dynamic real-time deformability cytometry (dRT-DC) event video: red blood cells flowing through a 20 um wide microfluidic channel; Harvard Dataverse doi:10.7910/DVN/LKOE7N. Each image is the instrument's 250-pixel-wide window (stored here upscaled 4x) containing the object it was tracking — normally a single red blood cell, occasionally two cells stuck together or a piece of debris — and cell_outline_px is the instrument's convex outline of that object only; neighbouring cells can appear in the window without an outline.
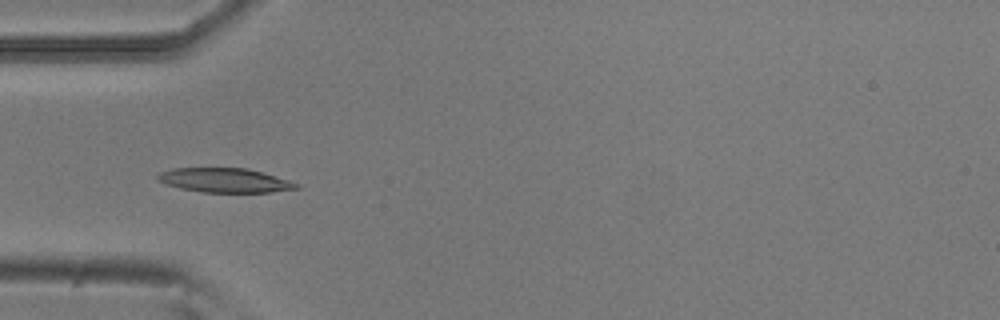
{"species": "common noctule bat (a hibernating species)", "species_latin": "Nyctalus noctula", "temperature_condition": "room temperature", "stored_images_in_passage": 7, "camera_frame_rate_fps": 3000, "um_per_image_px": 0.085, "animal": {"sex": "male", "body_mass_g": 20.5, "forearm_length_mm": 52.5}, "frame": {"image": 1, "passage_image": 5, "time_ms": 1.333, "image_size_px": [1000, 320], "cell_outline_px": [[300, 188], [272, 192], [204, 192], [180, 188], [164, 184], [156, 180], [156, 176], [160, 172], [172, 168], [248, 168], [288, 180], [300, 184]], "centroid_in_image_um": [19.07, 15.32], "position_along_channel_um": 65.9, "area_um2": 19.65}}
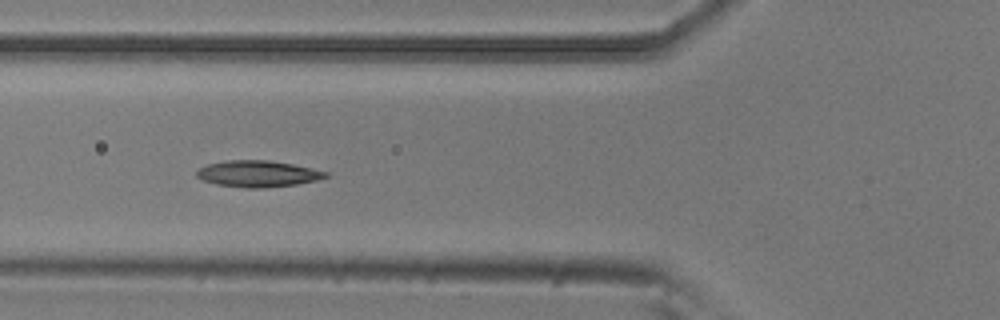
{"frame": {"image": 2, "passage_image": 6, "time_ms": 1.667, "image_size_px": [1000, 320], "cell_outline_px": [[328, 176], [316, 180], [296, 184], [264, 188], [248, 188], [216, 184], [204, 180], [196, 176], [196, 172], [200, 168], [208, 164], [224, 160], [268, 160], [292, 164], [328, 172]], "centroid_in_image_um": [21.9, 14.76], "position_along_channel_um": 103.9, "area_um2": 19.65}}
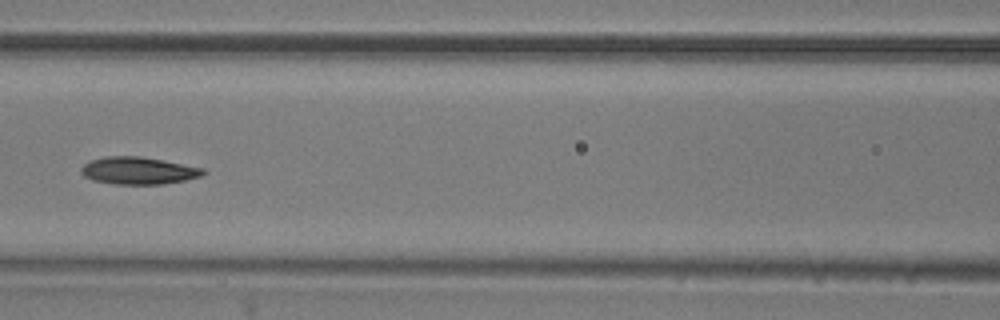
{"frame": {"image": 3, "passage_image": 7, "time_ms": 2.0, "image_size_px": [1000, 320], "cell_outline_px": [[208, 172], [200, 176], [184, 180], [164, 184], [112, 184], [92, 180], [84, 176], [80, 172], [80, 168], [84, 164], [92, 160], [104, 156], [140, 156], [204, 168]], "centroid_in_image_um": [11.74, 14.51], "position_along_channel_um": 154.9, "area_um2": 19.42}}